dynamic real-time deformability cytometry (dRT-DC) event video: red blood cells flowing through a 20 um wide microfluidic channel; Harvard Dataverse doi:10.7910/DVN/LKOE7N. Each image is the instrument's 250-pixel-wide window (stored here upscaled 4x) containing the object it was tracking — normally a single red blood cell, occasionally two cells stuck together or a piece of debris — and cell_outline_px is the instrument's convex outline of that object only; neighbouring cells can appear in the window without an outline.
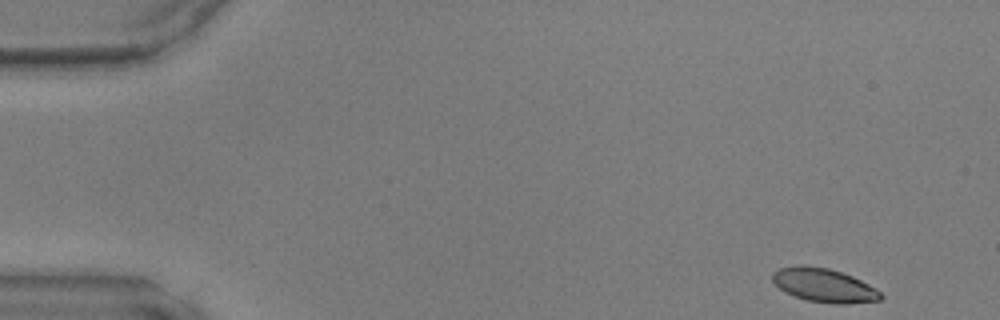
{"species": "common noctule bat (a hibernating species)", "species_latin": "Nyctalus noctula", "temperature_condition": "warm", "stored_images_in_passage": 12, "camera_frame_rate_fps": 3000, "um_per_image_px": 0.085, "animal": {"sex": "male", "body_mass_g": 17.9, "forearm_length_mm": 54.2}, "frame": {"image": 1, "passage_image": 1, "time_ms": 0.0, "image_size_px": [1000, 320], "cell_outline_px": [[884, 296], [880, 300], [848, 304], [832, 304], [808, 300], [796, 296], [780, 288], [772, 280], [772, 272], [780, 268], [800, 264], [804, 264], [828, 268], [852, 276], [876, 288]], "centroid_in_image_um": [70.06, 24.24], "position_along_channel_um": 14.9, "area_um2": 21.21}}